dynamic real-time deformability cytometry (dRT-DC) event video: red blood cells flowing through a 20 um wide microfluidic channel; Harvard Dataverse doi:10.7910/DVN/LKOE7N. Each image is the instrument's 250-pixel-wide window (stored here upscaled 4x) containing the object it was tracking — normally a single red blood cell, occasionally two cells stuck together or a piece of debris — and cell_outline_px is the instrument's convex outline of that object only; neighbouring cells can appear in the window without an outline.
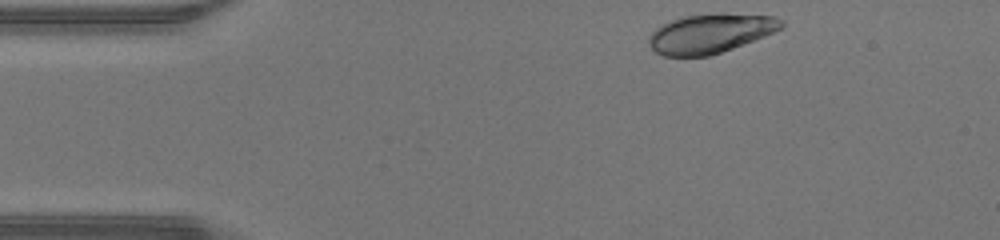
{"species": "human", "species_latin": "Homo sapiens", "temperature_condition": "warm", "stored_images_in_passage": 41, "camera_frame_rate_fps": 3000, "um_per_image_px": 0.085, "donor": {"sex": "male"}, "frame": {"image": 1, "passage_image": 1, "time_ms": 0.0, "image_size_px": [1000, 240], "cell_outline_px": [[784, 24], [780, 28], [764, 36], [732, 48], [708, 56], [664, 56], [656, 52], [648, 44], [648, 36], [656, 28], [672, 20], [684, 16], [716, 12], [724, 12], [776, 16], [784, 20]], "centroid_in_image_um": [60.38, 2.81], "position_along_channel_um": 24.6, "area_um2": 30.46}}
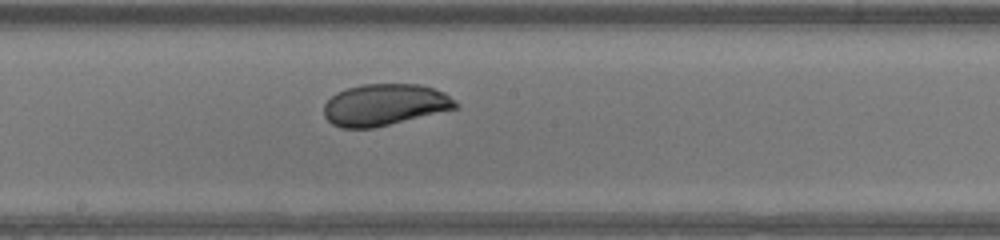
{"frame": {"image": 2, "passage_image": 19, "time_ms": 6.0, "image_size_px": [1000, 240], "cell_outline_px": [[460, 108], [372, 128], [340, 128], [332, 124], [324, 116], [324, 104], [336, 92], [348, 88], [364, 84], [420, 84], [444, 92], [456, 100], [460, 104]], "centroid_in_image_um": [32.73, 8.91], "position_along_channel_um": 215.5, "area_um2": 32.08}}
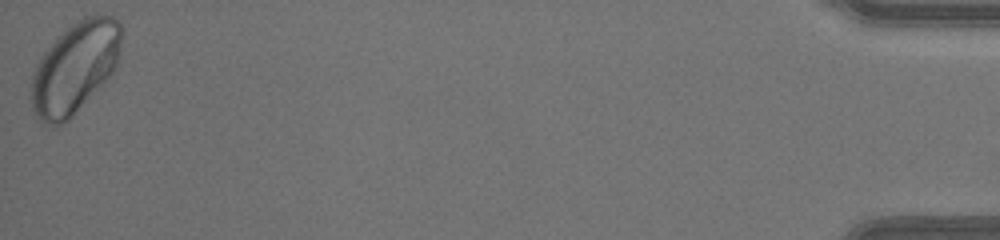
{"frame": {"image": 3, "passage_image": 41, "time_ms": 13.333, "image_size_px": [1000, 240], "cell_outline_px": [[124, 32], [116, 64], [112, 72], [72, 116], [68, 120], [60, 124], [48, 124], [40, 120], [36, 116], [32, 108], [32, 76], [40, 56], [72, 24], [84, 16], [96, 12], [116, 16]], "centroid_in_image_um": [6.41, 5.68], "position_along_channel_um": 428.8, "area_um2": 47.4}, "authors_computed_cell_mechanics": {"area_um2": 32.1946, "velocity_mm_per_s": 4.3445, "shape_relaxation_time_tau1_ms": 2.4372, "shape_relaxation_time_tau2_ms": null, "deformation_change_tau1": 0.0918, "deformation_change_tau2": null}}